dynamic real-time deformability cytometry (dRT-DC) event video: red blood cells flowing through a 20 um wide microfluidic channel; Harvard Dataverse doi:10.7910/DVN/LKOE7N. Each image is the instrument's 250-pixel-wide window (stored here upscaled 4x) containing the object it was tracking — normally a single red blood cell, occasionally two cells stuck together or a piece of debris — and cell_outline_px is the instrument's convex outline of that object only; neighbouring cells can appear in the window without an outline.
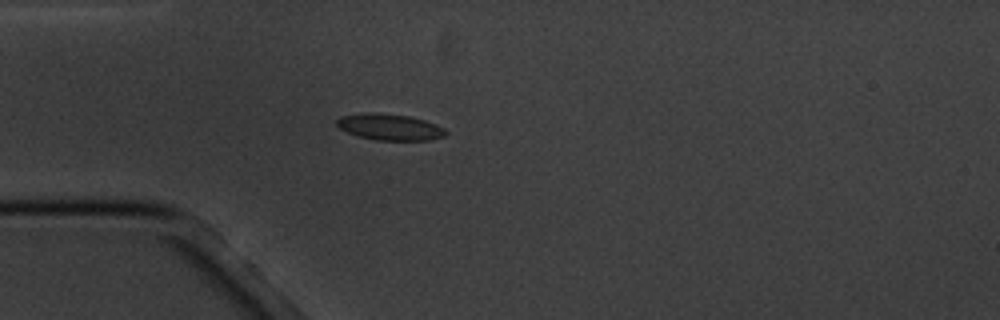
{"species": "common noctule bat (a hibernating species)", "species_latin": "Nyctalus noctula", "temperature_condition": "cold", "stored_images_in_passage": 5, "camera_frame_rate_fps": 3000, "um_per_image_px": 0.085, "animal": {"sex": "male", "body_mass_g": 20.1, "forearm_length_mm": 53.5}, "frame": {"image": 1, "passage_image": 5, "time_ms": 4.333, "image_size_px": [1000, 320], "cell_outline_px": [[448, 132], [444, 136], [432, 140], [376, 140], [356, 136], [340, 128], [336, 124], [336, 120], [340, 116], [368, 112], [376, 112], [408, 116], [424, 120], [436, 124], [444, 128]], "centroid_in_image_um": [33.12, 10.8], "position_along_channel_um": 51.9, "area_um2": 16.76}}